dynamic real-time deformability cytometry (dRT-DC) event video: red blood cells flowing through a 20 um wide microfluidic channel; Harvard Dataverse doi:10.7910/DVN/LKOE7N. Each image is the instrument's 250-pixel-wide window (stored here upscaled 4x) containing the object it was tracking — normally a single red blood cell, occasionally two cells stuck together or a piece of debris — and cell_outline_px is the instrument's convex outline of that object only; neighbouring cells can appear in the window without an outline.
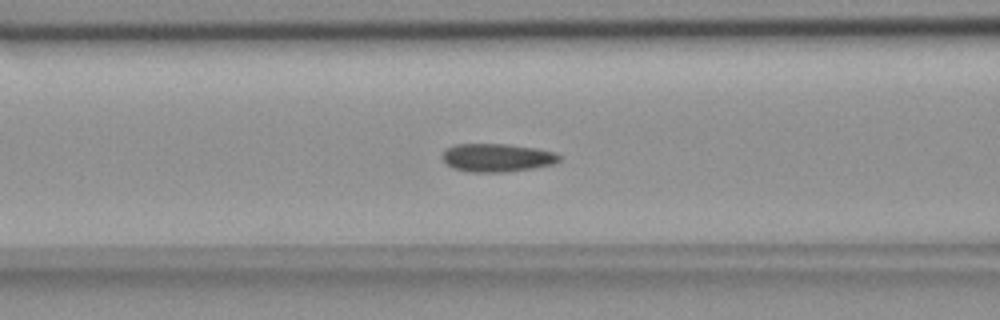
{"species": "common noctule bat (a hibernating species)", "species_latin": "Nyctalus noctula", "temperature_condition": "room temperature", "stored_images_in_passage": 56, "camera_frame_rate_fps": 3000, "um_per_image_px": 0.085, "animal": {"sex": "female", "body_mass_g": 18.4}, "frame": {"image": 1, "passage_image": 23, "time_ms": 7.333, "image_size_px": [1000, 320], "cell_outline_px": [[560, 160], [556, 164], [532, 168], [504, 172], [472, 172], [452, 168], [440, 156], [448, 148], [456, 144], [508, 144], [536, 148], [556, 152], [560, 156]], "centroid_in_image_um": [42.28, 13.4], "position_along_channel_um": 124.3, "area_um2": 19.25}}
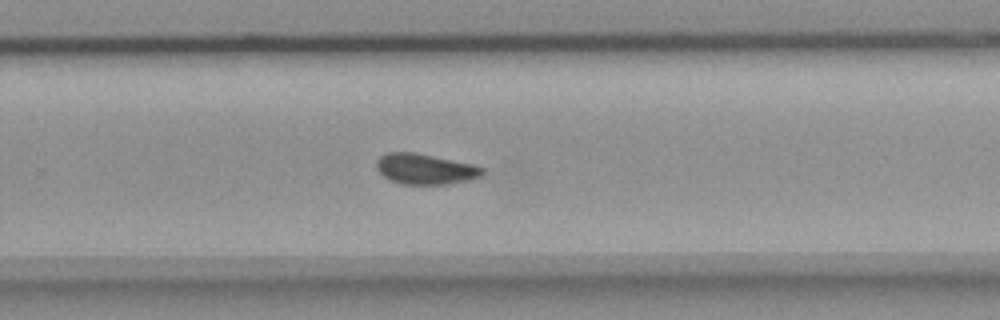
{"frame": {"image": 2, "passage_image": 37, "time_ms": 12.0, "image_size_px": [1000, 320], "cell_outline_px": [[484, 176], [468, 180], [448, 184], [404, 184], [388, 180], [376, 168], [376, 160], [384, 152], [416, 152], [472, 164], [484, 168]], "centroid_in_image_um": [36.13, 14.36], "position_along_channel_um": 293.7, "area_um2": 19.02}}
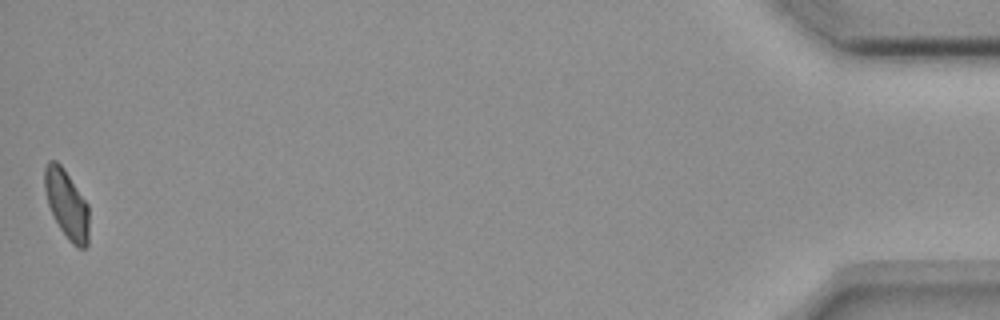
{"frame": {"image": 3, "passage_image": 56, "time_ms": 18.333, "image_size_px": [1000, 320], "cell_outline_px": [[88, 244], [84, 248], [76, 248], [68, 240], [60, 228], [48, 204], [44, 188], [44, 168], [48, 160], [56, 160], [64, 168], [88, 204]], "centroid_in_image_um": [5.66, 17.34], "position_along_channel_um": 429.5, "area_um2": 17.74}, "authors_computed_cell_mechanics": {"area_um2": 19.0451, "velocity_mm_per_s": 3.6425, "shape_relaxation_time_tau1_ms": null, "shape_relaxation_time_tau2_ms": 1.3957, "deformation_change_tau1": null, "deformation_change_tau2": 0.0586}}